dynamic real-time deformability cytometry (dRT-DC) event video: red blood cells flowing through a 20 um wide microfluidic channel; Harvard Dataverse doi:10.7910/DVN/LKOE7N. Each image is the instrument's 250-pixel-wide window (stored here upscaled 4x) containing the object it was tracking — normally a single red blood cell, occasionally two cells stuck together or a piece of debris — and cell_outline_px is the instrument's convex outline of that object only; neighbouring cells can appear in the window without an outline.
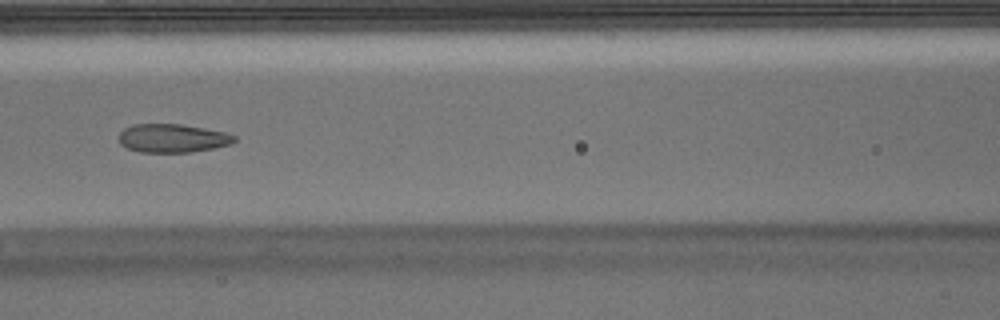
{"species": "Egyptian fruit bat (a non-hibernating species)", "species_latin": "Rousettus aegyptiacus", "temperature_condition": "warm", "stored_images_in_passage": 53, "camera_frame_rate_fps": 3000, "um_per_image_px": 0.085, "animal": {"sex": "male"}, "frame": {"image": 1, "passage_image": 23, "time_ms": 7.333, "image_size_px": [1000, 320], "cell_outline_px": [[236, 140], [232, 144], [192, 152], [140, 152], [128, 148], [120, 144], [120, 132], [124, 128], [132, 124], [180, 124], [204, 128], [224, 132], [236, 136]], "centroid_in_image_um": [14.67, 11.74], "position_along_channel_um": 151.9, "area_um2": 19.13}}
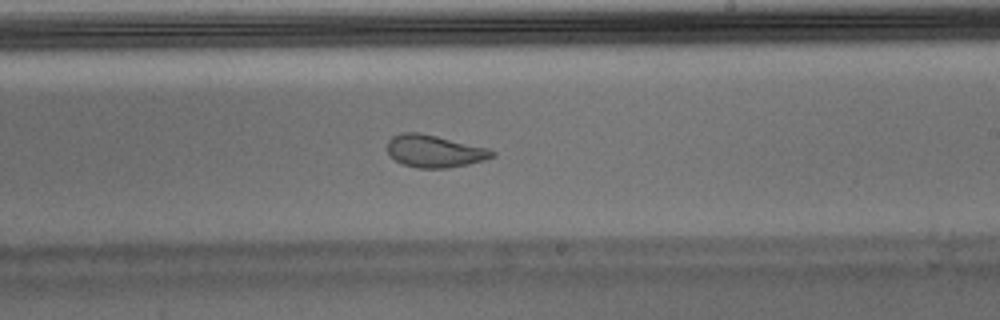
{"frame": {"image": 2, "passage_image": 31, "time_ms": 10.0, "image_size_px": [1000, 320], "cell_outline_px": [[496, 156], [484, 160], [468, 164], [448, 168], [416, 168], [404, 164], [396, 160], [388, 152], [388, 140], [392, 136], [400, 132], [420, 132], [488, 148], [496, 152]], "centroid_in_image_um": [36.94, 12.84], "position_along_channel_um": 252.1, "area_um2": 19.77}}
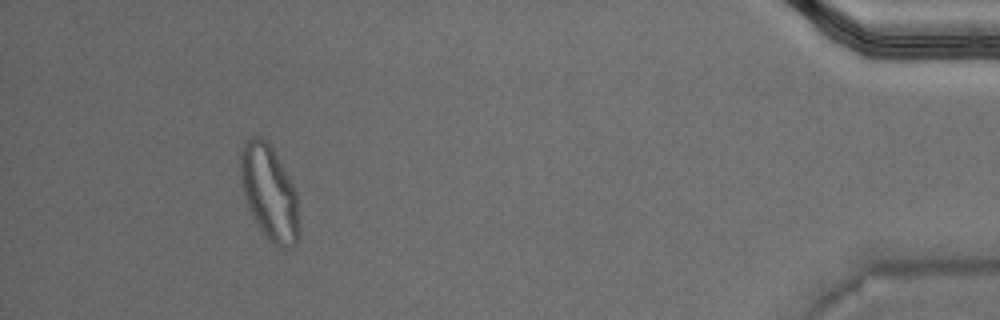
{"frame": {"image": 3, "passage_image": 49, "time_ms": 16.0, "image_size_px": [1000, 320], "cell_outline_px": [[300, 236], [296, 244], [292, 248], [284, 252], [268, 240], [256, 224], [244, 196], [240, 180], [240, 148], [244, 140], [252, 136], [260, 136], [268, 140], [288, 176], [296, 192], [300, 228]], "centroid_in_image_um": [22.89, 16.41], "position_along_channel_um": 412.3, "area_um2": 33.18}, "authors_computed_cell_mechanics": {"area_um2": 21.2704, "velocity_mm_per_s": 3.7639, "shape_relaxation_time_tau1_ms": null, "shape_relaxation_time_tau2_ms": 1.363, "deformation_change_tau1": null, "deformation_change_tau2": 0.0789}}